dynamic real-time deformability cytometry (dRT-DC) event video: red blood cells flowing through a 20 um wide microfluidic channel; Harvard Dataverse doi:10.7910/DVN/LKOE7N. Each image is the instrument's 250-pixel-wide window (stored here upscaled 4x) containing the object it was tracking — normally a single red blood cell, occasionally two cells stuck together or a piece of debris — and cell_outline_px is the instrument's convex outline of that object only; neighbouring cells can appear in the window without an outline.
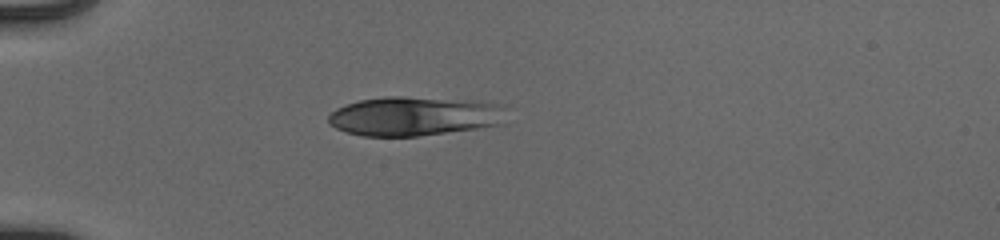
{"species": "human", "species_latin": "Homo sapiens", "temperature_condition": "cold", "stored_images_in_passage": 38, "camera_frame_rate_fps": 3000, "um_per_image_px": 0.085, "donor": {"sex": "male"}, "frame": {"image": 1, "passage_image": 1, "time_ms": 0.0, "image_size_px": [1000, 240], "cell_outline_px": [[504, 124], [476, 128], [416, 136], [364, 136], [344, 132], [328, 124], [328, 116], [336, 108], [360, 100], [388, 96], [404, 96], [472, 100], [504, 104]], "centroid_in_image_um": [35.22, 9.86], "position_along_channel_um": 49.8, "area_um2": 40.81}}
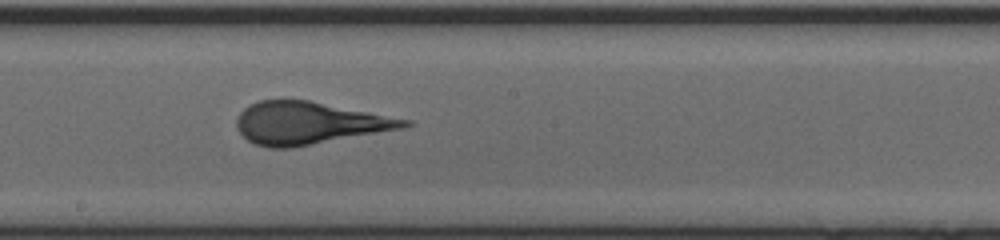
{"frame": {"image": 2, "passage_image": 16, "time_ms": 5.0, "image_size_px": [1000, 240], "cell_outline_px": [[412, 124], [404, 128], [292, 148], [268, 148], [256, 144], [248, 140], [236, 128], [236, 120], [240, 112], [244, 108], [260, 100], [308, 100], [412, 120]], "centroid_in_image_um": [26.27, 10.47], "position_along_channel_um": 221.9, "area_um2": 41.21}}
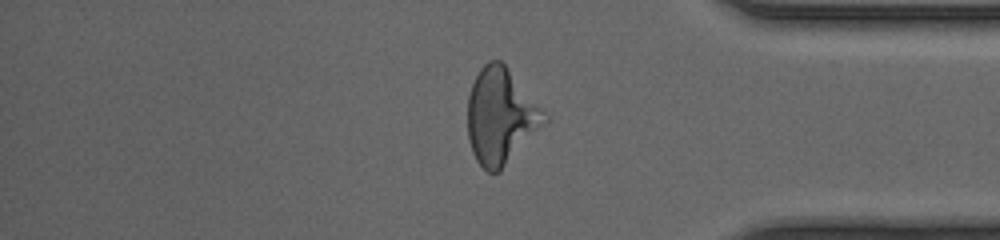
{"frame": {"image": 3, "passage_image": 30, "time_ms": 9.667, "image_size_px": [1000, 240], "cell_outline_px": [[548, 120], [500, 172], [488, 172], [476, 160], [472, 152], [468, 140], [468, 96], [472, 84], [480, 68], [488, 60], [500, 60], [504, 64], [548, 116]], "centroid_in_image_um": [42.54, 9.9], "position_along_channel_um": 392.7, "area_um2": 42.37}, "authors_computed_cell_mechanics": {"area_um2": 41.1536, "velocity_mm_per_s": 3.9545, "shape_relaxation_time_tau1_ms": 5.7676, "shape_relaxation_time_tau2_ms": null, "deformation_change_tau1": 0.2086, "deformation_change_tau2": null}}